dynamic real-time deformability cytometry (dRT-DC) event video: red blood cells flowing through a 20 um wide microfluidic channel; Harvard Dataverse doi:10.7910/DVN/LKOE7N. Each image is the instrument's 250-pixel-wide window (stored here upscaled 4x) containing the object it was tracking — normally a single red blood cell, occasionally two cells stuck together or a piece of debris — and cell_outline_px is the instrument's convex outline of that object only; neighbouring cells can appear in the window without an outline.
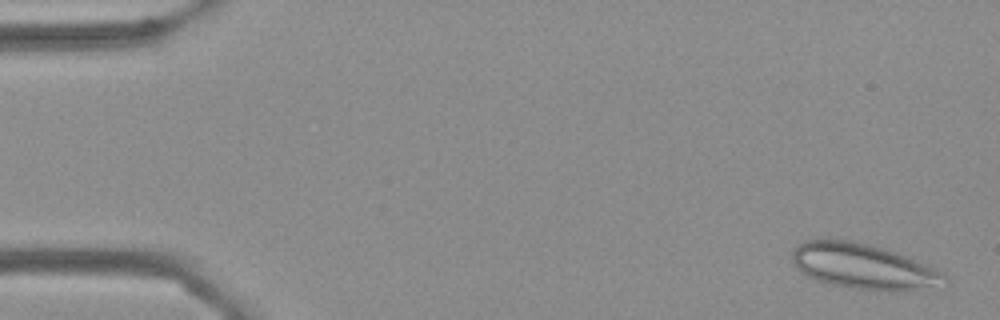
{"species": "Egyptian fruit bat (a non-hibernating species)", "species_latin": "Rousettus aegyptiacus", "temperature_condition": "cold", "stored_images_in_passage": 56, "camera_frame_rate_fps": 3000, "um_per_image_px": 0.085, "frame": {"image": 1, "passage_image": 2, "time_ms": 0.333, "image_size_px": [1000, 320], "cell_outline_px": [[948, 280], [944, 288], [856, 288], [832, 284], [816, 280], [808, 276], [796, 268], [792, 260], [792, 252], [804, 240], [852, 240], [884, 248], [928, 264], [936, 268], [948, 276]], "centroid_in_image_um": [73.42, 22.61], "position_along_channel_um": 11.6, "area_um2": 39.48}}
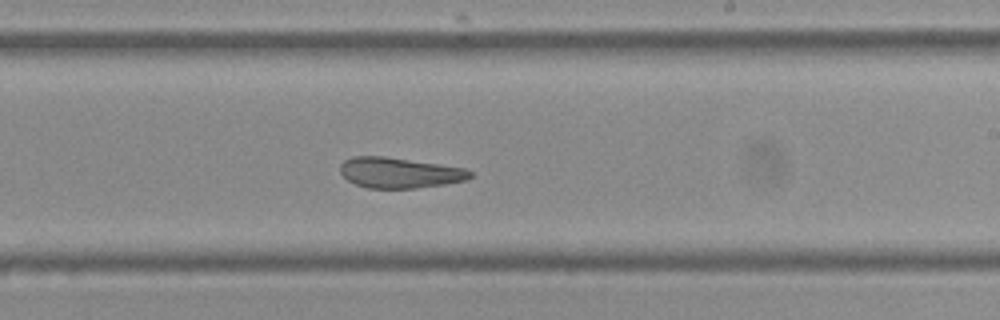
{"frame": {"image": 2, "passage_image": 33, "time_ms": 10.667, "image_size_px": [1000, 320], "cell_outline_px": [[472, 176], [468, 180], [444, 184], [416, 188], [368, 188], [356, 184], [348, 180], [340, 172], [340, 164], [344, 160], [352, 156], [384, 156], [464, 168], [472, 172]], "centroid_in_image_um": [33.94, 14.68], "position_along_channel_um": 255.1, "area_um2": 23.0}}
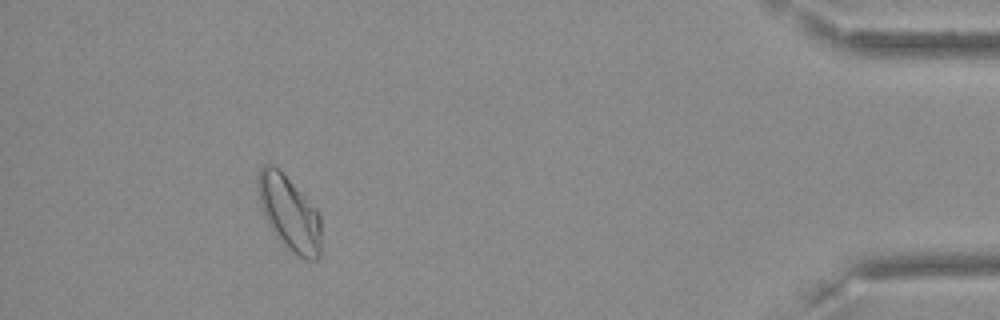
{"frame": {"image": 3, "passage_image": 51, "time_ms": 16.667, "image_size_px": [1000, 320], "cell_outline_px": [[320, 256], [316, 260], [304, 260], [296, 256], [276, 236], [268, 224], [264, 216], [260, 204], [256, 184], [256, 180], [260, 168], [264, 164], [272, 164], [316, 208], [320, 216]], "centroid_in_image_um": [24.57, 18.15], "position_along_channel_um": 410.6, "area_um2": 27.22}, "authors_computed_cell_mechanics": {"area_um2": 25.8077, "velocity_mm_per_s": 3.5707, "shape_relaxation_time_tau1_ms": null, "shape_relaxation_time_tau2_ms": 2.0415, "deformation_change_tau1": null, "deformation_change_tau2": 0.088}}